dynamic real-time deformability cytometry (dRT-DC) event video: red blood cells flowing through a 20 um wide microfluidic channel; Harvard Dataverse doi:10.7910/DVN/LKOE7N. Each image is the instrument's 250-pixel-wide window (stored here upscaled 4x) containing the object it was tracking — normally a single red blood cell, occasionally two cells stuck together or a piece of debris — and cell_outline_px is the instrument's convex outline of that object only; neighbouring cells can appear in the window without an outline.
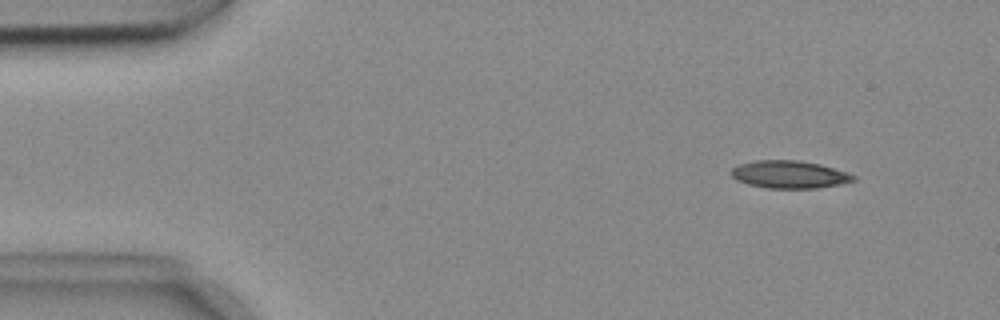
{"species": "common noctule bat (a hibernating species)", "species_latin": "Nyctalus noctula", "temperature_condition": "cold", "stored_images_in_passage": 53, "camera_frame_rate_fps": 3000, "um_per_image_px": 0.085, "animal": {"sex": "female", "body_mass_g": 18.4}, "frame": {"image": 1, "passage_image": 5, "time_ms": 1.333, "image_size_px": [1000, 320], "cell_outline_px": [[856, 180], [840, 184], [816, 188], [768, 188], [748, 184], [736, 180], [728, 172], [732, 168], [740, 164], [756, 160], [800, 160], [820, 164], [848, 172], [856, 176]], "centroid_in_image_um": [67.09, 14.82], "position_along_channel_um": 17.9, "area_um2": 19.77}}
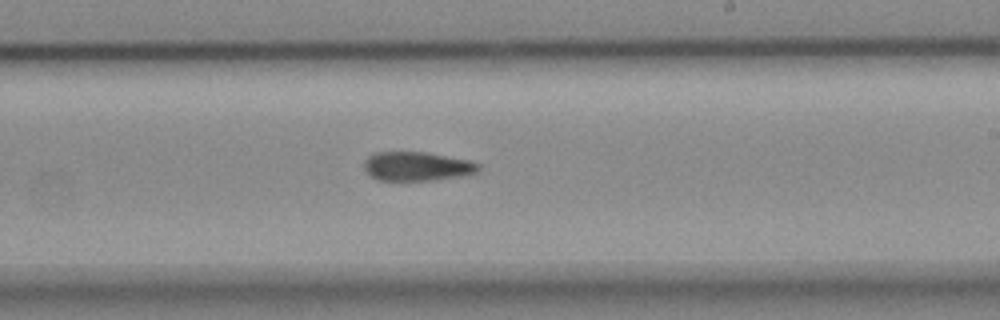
{"frame": {"image": 2, "passage_image": 31, "time_ms": 10.0, "image_size_px": [1000, 320], "cell_outline_px": [[480, 172], [460, 176], [432, 180], [376, 180], [364, 168], [364, 160], [372, 152], [424, 152], [468, 160], [480, 164]], "centroid_in_image_um": [35.44, 14.13], "position_along_channel_um": 253.6, "area_um2": 19.31}}
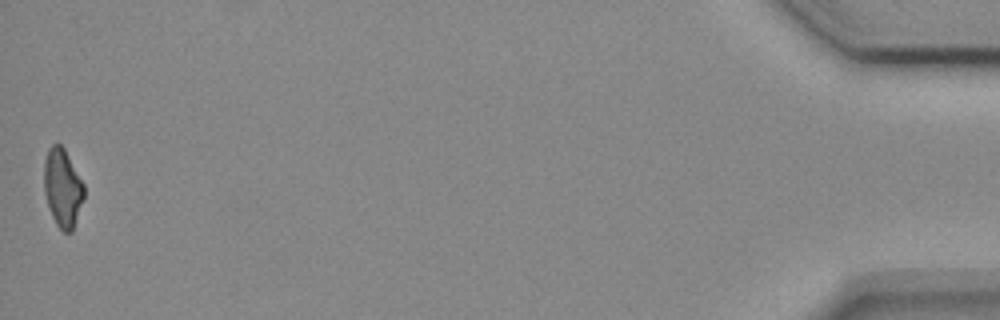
{"frame": {"image": 3, "passage_image": 53, "time_ms": 17.333, "image_size_px": [1000, 320], "cell_outline_px": [[84, 196], [72, 232], [64, 232], [56, 224], [48, 208], [44, 192], [44, 160], [48, 148], [52, 144], [60, 144], [64, 148], [84, 184]], "centroid_in_image_um": [5.3, 15.96], "position_along_channel_um": 429.9, "area_um2": 18.21}, "authors_computed_cell_mechanics": {"area_um2": 19.8254, "velocity_mm_per_s": 3.7176, "shape_relaxation_time_tau1_ms": 8.4315, "shape_relaxation_time_tau2_ms": 7.4428, "deformation_change_tau1": 0.1945, "deformation_change_tau2": 0.1675}}